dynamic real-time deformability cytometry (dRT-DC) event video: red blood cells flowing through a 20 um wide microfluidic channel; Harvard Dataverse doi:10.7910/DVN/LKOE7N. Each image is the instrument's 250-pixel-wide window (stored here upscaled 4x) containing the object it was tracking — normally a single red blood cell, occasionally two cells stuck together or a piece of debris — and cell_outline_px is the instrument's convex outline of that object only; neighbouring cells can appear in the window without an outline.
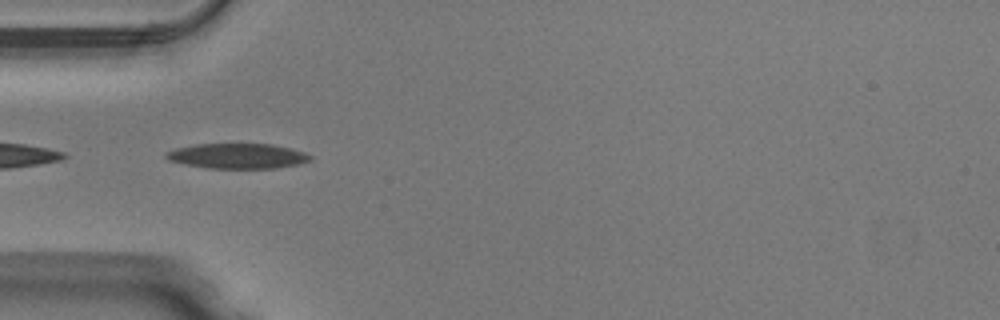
{"species": "Egyptian fruit bat (a non-hibernating species)", "species_latin": "Rousettus aegyptiacus", "temperature_condition": "warm", "stored_images_in_passage": 4, "camera_frame_rate_fps": 3000, "um_per_image_px": 0.085, "animal": {"sex": "male"}, "frame": {"image": 1, "passage_image": 2, "time_ms": 0.333, "image_size_px": [1000, 320], "cell_outline_px": [[312, 160], [300, 164], [276, 168], [208, 168], [168, 160], [164, 156], [164, 152], [176, 148], [196, 144], [272, 144], [292, 148], [304, 152], [312, 156]], "centroid_in_image_um": [20.22, 13.25], "position_along_channel_um": 64.8, "area_um2": 21.15}}